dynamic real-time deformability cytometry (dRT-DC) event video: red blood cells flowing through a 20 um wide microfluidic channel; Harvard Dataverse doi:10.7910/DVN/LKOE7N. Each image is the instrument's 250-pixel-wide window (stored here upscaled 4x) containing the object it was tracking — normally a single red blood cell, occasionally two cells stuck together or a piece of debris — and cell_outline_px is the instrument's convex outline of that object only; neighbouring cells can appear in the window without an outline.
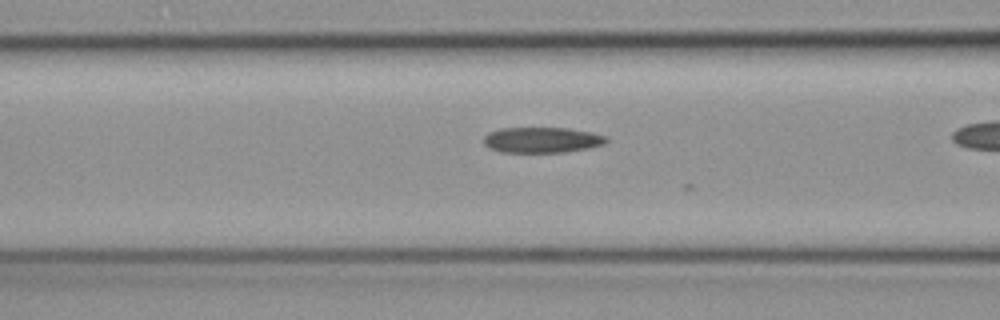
{"species": "common noctule bat (a hibernating species)", "species_latin": "Nyctalus noctula", "temperature_condition": "cold", "stored_images_in_passage": 10, "camera_frame_rate_fps": 3000, "um_per_image_px": 0.085, "animal": {"sex": "female", "body_mass_g": 19.3, "forearm_length_mm": 54.1}, "frame": {"image": 1, "passage_image": 8, "time_ms": 2.333, "image_size_px": [1000, 320], "cell_outline_px": [[608, 140], [604, 144], [588, 148], [564, 152], [500, 152], [484, 144], [484, 136], [488, 132], [500, 128], [568, 128], [592, 132], [608, 136]], "centroid_in_image_um": [46.09, 11.89], "position_along_channel_um": 120.5, "area_um2": 18.32}}